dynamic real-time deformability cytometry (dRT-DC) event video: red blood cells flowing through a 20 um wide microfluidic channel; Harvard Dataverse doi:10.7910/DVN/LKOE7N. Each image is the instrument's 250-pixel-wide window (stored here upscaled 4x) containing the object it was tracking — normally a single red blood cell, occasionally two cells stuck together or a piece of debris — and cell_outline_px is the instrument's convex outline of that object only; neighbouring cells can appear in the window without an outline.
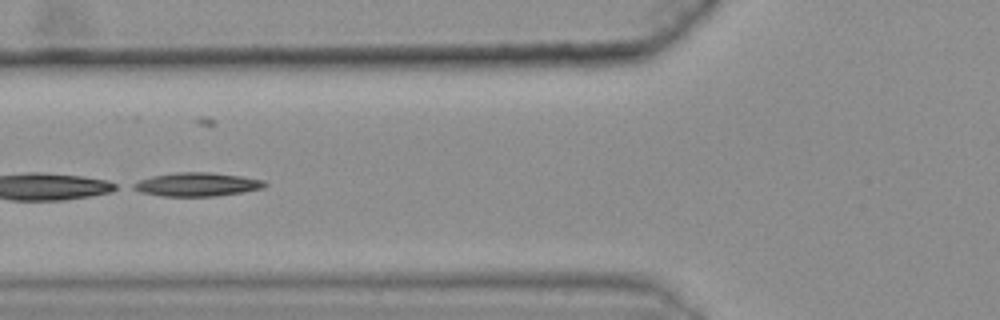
{"species": "common noctule bat (a hibernating species)", "species_latin": "Nyctalus noctula", "temperature_condition": "warm", "stored_images_in_passage": 40, "segment_of_instrument_passage": [2, 2], "camera_frame_rate_fps": 3000, "um_per_image_px": 0.085, "animal": {"sex": "female", "body_mass_g": 25.1}, "frame": {"image": 1, "passage_image": 14, "time_ms": 4.333, "image_size_px": [1000, 320], "cell_outline_px": [[268, 184], [264, 188], [244, 192], [216, 196], [164, 196], [140, 192], [132, 188], [132, 184], [140, 180], [152, 176], [176, 172], [212, 172], [240, 176], [264, 180]], "centroid_in_image_um": [16.77, 15.67], "position_along_channel_um": 109.0, "area_um2": 18.15}}